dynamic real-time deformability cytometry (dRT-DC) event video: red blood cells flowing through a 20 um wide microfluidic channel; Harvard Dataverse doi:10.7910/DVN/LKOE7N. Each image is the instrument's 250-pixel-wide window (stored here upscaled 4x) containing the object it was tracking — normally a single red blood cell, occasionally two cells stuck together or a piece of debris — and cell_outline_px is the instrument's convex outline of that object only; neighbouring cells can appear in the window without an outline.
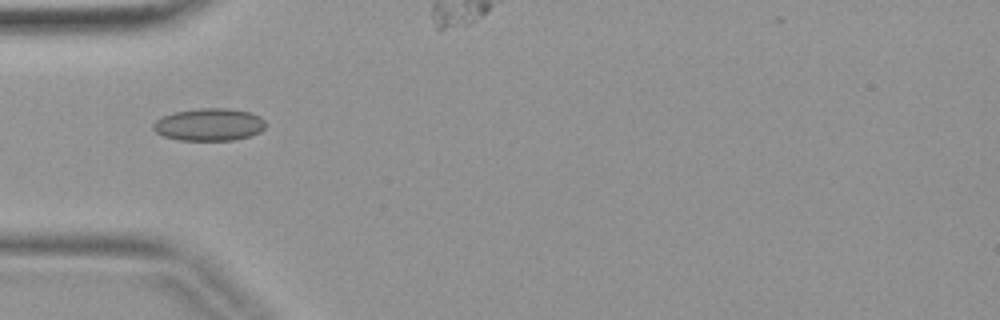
{"species": "common noctule bat (a hibernating species)", "species_latin": "Nyctalus noctula", "temperature_condition": "warm", "stored_images_in_passage": 4, "camera_frame_rate_fps": 3000, "um_per_image_px": 0.085, "animal": {"sex": "female", "body_mass_g": 19.9}, "frame": {"image": 1, "passage_image": 3, "time_ms": 0.667, "image_size_px": [1000, 320], "cell_outline_px": [[268, 124], [260, 132], [248, 136], [232, 140], [180, 140], [164, 136], [156, 132], [152, 128], [152, 124], [156, 120], [172, 112], [200, 108], [228, 108], [248, 112], [260, 116]], "centroid_in_image_um": [17.78, 10.58], "position_along_channel_um": 67.2, "area_um2": 21.27}}